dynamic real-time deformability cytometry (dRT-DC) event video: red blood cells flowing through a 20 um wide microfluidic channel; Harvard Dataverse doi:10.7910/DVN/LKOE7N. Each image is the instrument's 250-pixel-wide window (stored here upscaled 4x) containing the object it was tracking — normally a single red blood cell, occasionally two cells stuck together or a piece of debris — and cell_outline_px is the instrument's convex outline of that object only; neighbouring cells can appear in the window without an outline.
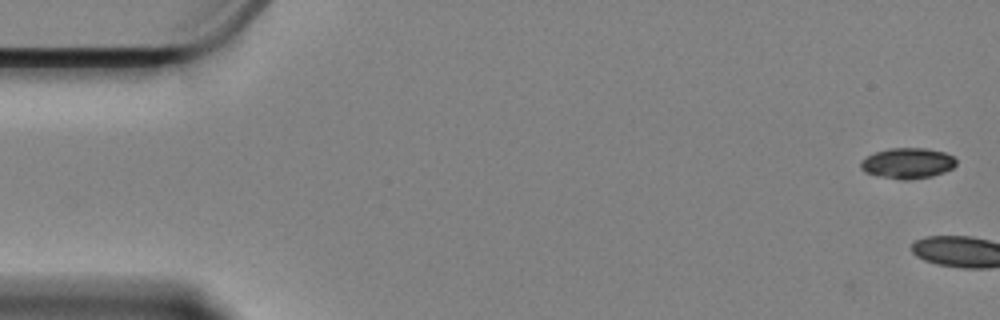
{"species": "Egyptian fruit bat (a non-hibernating species)", "species_latin": "Rousettus aegyptiacus", "temperature_condition": "cold", "stored_images_in_passage": 2, "camera_frame_rate_fps": 3000, "um_per_image_px": 0.085, "animal": {"sex": "female"}, "frame": {"image": 1, "passage_image": 2, "time_ms": 0.333, "image_size_px": [1000, 320], "cell_outline_px": [[956, 164], [952, 168], [944, 172], [932, 176], [908, 180], [900, 180], [868, 172], [860, 168], [860, 164], [868, 156], [876, 152], [888, 148], [928, 148], [944, 152], [952, 156], [956, 160]], "centroid_in_image_um": [77.2, 13.86], "position_along_channel_um": 7.8, "area_um2": 16.76}}